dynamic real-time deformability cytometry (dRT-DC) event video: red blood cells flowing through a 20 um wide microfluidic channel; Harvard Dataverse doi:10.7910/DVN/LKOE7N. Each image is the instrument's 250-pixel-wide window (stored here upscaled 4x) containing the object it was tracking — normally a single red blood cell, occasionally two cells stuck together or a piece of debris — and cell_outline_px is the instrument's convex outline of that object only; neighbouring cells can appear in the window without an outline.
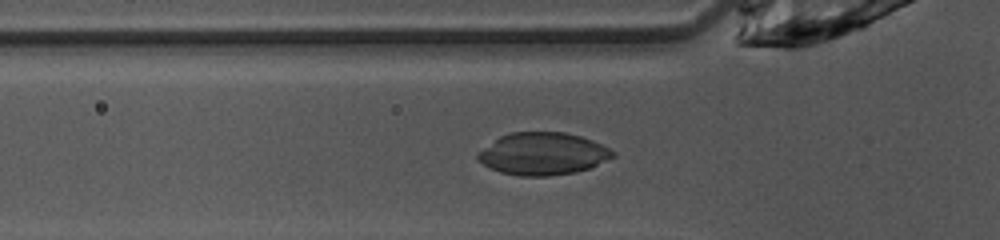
{"species": "common noctule bat (a hibernating species)", "species_latin": "Nyctalus noctula", "temperature_condition": "warm", "stored_images_in_passage": 26, "camera_frame_rate_fps": 3000, "um_per_image_px": 0.085, "animal": {"sex": "female", "body_mass_g": 10.0, "forearm_length_mm": 53.1}, "frame": {"image": 1, "passage_image": 3, "time_ms": 0.667, "image_size_px": [1000, 240], "cell_outline_px": [[616, 156], [588, 168], [576, 172], [548, 176], [520, 176], [500, 172], [484, 164], [476, 156], [476, 152], [500, 136], [508, 132], [564, 132], [580, 136], [592, 140], [616, 152]], "centroid_in_image_um": [46.13, 13.06], "position_along_channel_um": 79.7, "area_um2": 33.23}}
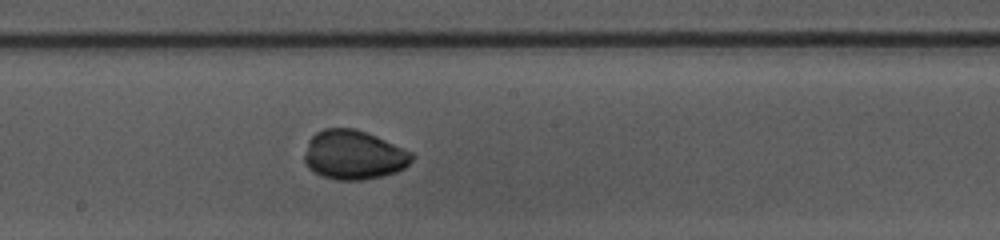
{"frame": {"image": 2, "passage_image": 13, "time_ms": 4.0, "image_size_px": [1000, 240], "cell_outline_px": [[416, 156], [404, 168], [396, 172], [380, 176], [360, 180], [336, 180], [324, 176], [308, 168], [304, 160], [304, 156], [308, 140], [316, 132], [324, 128], [356, 128], [376, 136], [412, 152]], "centroid_in_image_um": [30.06, 13.15], "position_along_channel_um": 218.1, "area_um2": 30.75}}
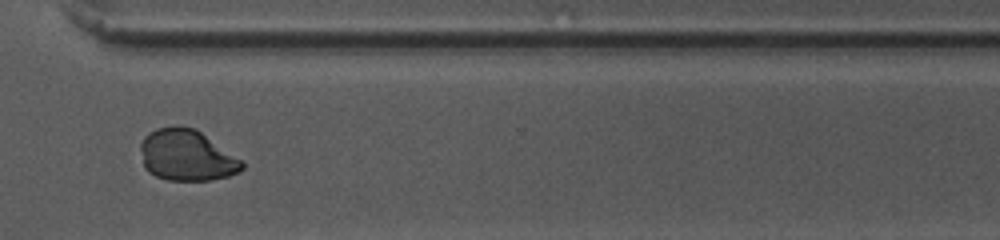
{"frame": {"image": 3, "passage_image": 23, "time_ms": 7.333, "image_size_px": [1000, 240], "cell_outline_px": [[244, 168], [228, 176], [208, 180], [168, 180], [156, 176], [148, 172], [144, 168], [140, 148], [140, 144], [144, 136], [148, 132], [156, 128], [196, 128], [240, 160], [244, 164]], "centroid_in_image_um": [15.82, 13.22], "position_along_channel_um": 354.8, "area_um2": 29.71}}